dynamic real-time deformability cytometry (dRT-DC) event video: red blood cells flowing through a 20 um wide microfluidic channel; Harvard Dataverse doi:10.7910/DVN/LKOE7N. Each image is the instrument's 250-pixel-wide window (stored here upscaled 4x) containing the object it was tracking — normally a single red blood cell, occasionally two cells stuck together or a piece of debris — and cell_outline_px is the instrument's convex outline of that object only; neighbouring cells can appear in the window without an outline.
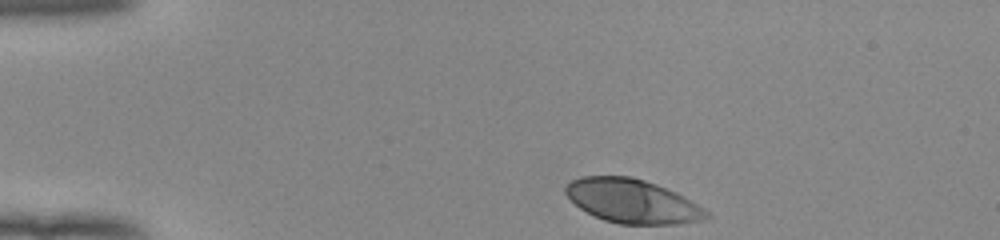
{"species": "human", "species_latin": "Homo sapiens", "temperature_condition": "room temperature", "stored_images_in_passage": 36, "camera_frame_rate_fps": 3000, "um_per_image_px": 0.085, "donor": {"sex": "female"}, "frame": {"image": 1, "passage_image": 1, "time_ms": 0.0, "image_size_px": [1000, 240], "cell_outline_px": [[712, 216], [700, 220], [676, 224], [620, 224], [604, 220], [580, 208], [564, 192], [564, 188], [572, 180], [580, 176], [632, 176], [656, 184], [676, 192], [704, 208]], "centroid_in_image_um": [53.75, 17.09], "position_along_channel_um": 31.2, "area_um2": 35.78}}
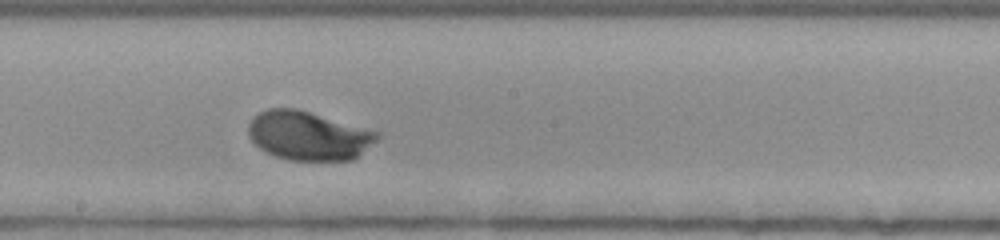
{"frame": {"image": 2, "passage_image": 21, "time_ms": 6.667, "image_size_px": [1000, 240], "cell_outline_px": [[380, 136], [376, 140], [352, 160], [288, 160], [276, 156], [260, 148], [248, 136], [248, 124], [252, 116], [268, 108], [296, 108], [380, 132]], "centroid_in_image_um": [26.18, 11.52], "position_along_channel_um": 222.0, "area_um2": 36.47}}
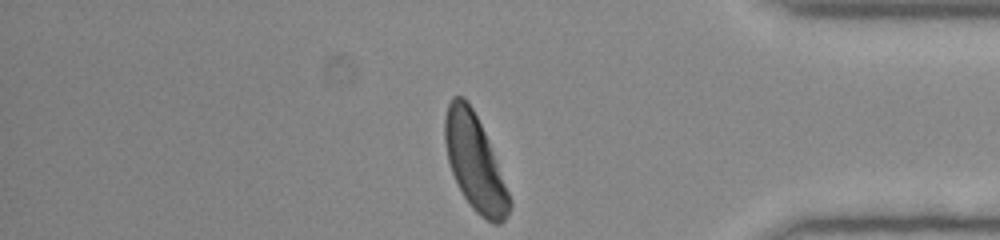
{"frame": {"image": 3, "passage_image": 36, "time_ms": 11.667, "image_size_px": [1000, 240], "cell_outline_px": [[512, 208], [504, 220], [500, 224], [492, 224], [480, 216], [472, 208], [464, 196], [452, 172], [448, 160], [444, 140], [444, 116], [448, 104], [452, 96], [464, 96], [468, 100], [484, 132], [512, 200]], "centroid_in_image_um": [40.35, 13.82], "position_along_channel_um": 394.9, "area_um2": 35.6}, "authors_computed_cell_mechanics": {"area_um2": 36.0961, "velocity_mm_per_s": 3.8843, "shape_relaxation_time_tau1_ms": 2.2435, "shape_relaxation_time_tau2_ms": null, "deformation_change_tau1": 0.1687, "deformation_change_tau2": null}}